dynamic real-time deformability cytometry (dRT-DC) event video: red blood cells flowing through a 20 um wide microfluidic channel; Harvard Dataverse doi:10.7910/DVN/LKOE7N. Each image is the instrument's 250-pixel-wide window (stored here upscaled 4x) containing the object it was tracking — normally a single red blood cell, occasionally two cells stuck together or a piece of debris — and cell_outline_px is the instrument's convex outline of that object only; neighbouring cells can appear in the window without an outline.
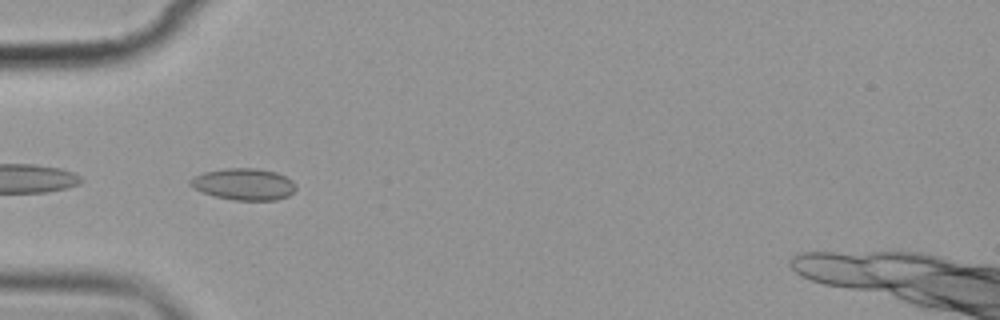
{"species": "common noctule bat (a hibernating species)", "species_latin": "Nyctalus noctula", "temperature_condition": "cold", "stored_images_in_passage": 6, "camera_frame_rate_fps": 3000, "um_per_image_px": 0.085, "animal": {"sex": "female", "body_mass_g": 19.9}, "frame": {"image": 1, "passage_image": 5, "time_ms": 5.667, "image_size_px": [1000, 320], "cell_outline_px": [[296, 188], [288, 196], [276, 200], [232, 200], [200, 192], [192, 188], [188, 184], [188, 180], [204, 172], [224, 168], [256, 168], [276, 172], [292, 180], [296, 184]], "centroid_in_image_um": [20.7, 15.66], "position_along_channel_um": 64.3, "area_um2": 19.59}}